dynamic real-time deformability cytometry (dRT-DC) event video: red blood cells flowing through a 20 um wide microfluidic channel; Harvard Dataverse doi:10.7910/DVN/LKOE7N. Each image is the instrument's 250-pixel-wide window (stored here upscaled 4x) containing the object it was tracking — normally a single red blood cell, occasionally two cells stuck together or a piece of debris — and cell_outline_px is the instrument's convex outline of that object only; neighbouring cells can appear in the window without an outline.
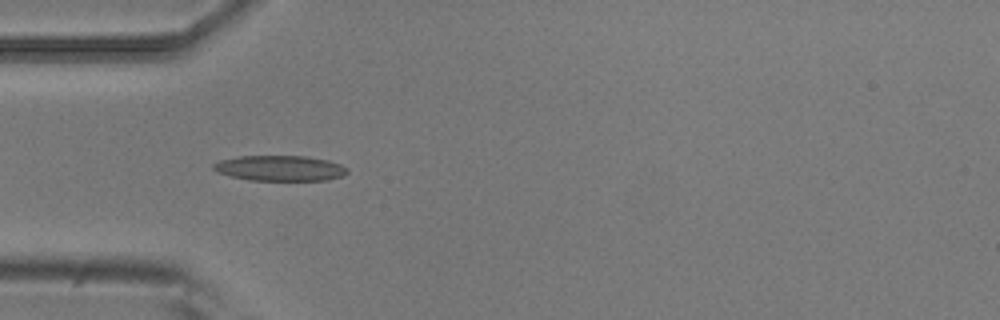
{"species": "common noctule bat (a hibernating species)", "species_latin": "Nyctalus noctula", "temperature_condition": "room temperature", "stored_images_in_passage": 7, "camera_frame_rate_fps": 3000, "um_per_image_px": 0.085, "animal": {"sex": "male", "body_mass_g": 20.5, "forearm_length_mm": 52.5}, "frame": {"image": 1, "passage_image": 3, "time_ms": 0.667, "image_size_px": [1000, 320], "cell_outline_px": [[348, 172], [344, 176], [328, 180], [248, 180], [232, 176], [220, 172], [212, 168], [212, 164], [220, 160], [240, 156], [304, 156], [328, 160], [340, 164], [348, 168]], "centroid_in_image_um": [23.84, 14.29], "position_along_channel_um": 61.2, "area_um2": 19.77}}
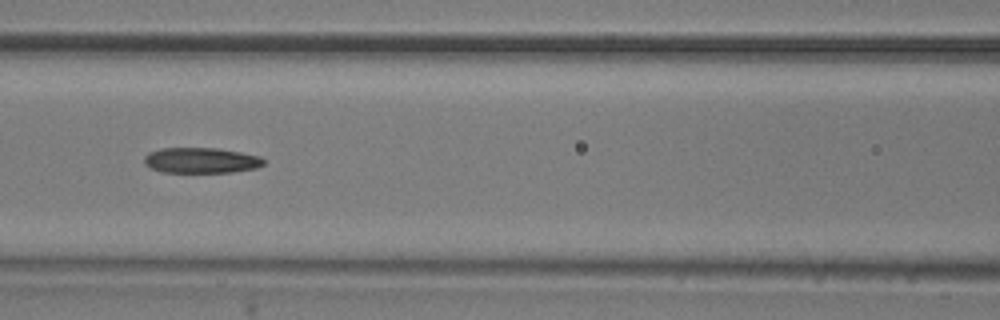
{"frame": {"image": 2, "passage_image": 5, "time_ms": 1.333, "image_size_px": [1000, 320], "cell_outline_px": [[264, 164], [256, 168], [232, 172], [160, 172], [144, 164], [144, 156], [148, 152], [160, 148], [216, 148], [240, 152], [260, 156], [264, 160]], "centroid_in_image_um": [17.06, 13.63], "position_along_channel_um": 149.5, "area_um2": 17.8}}
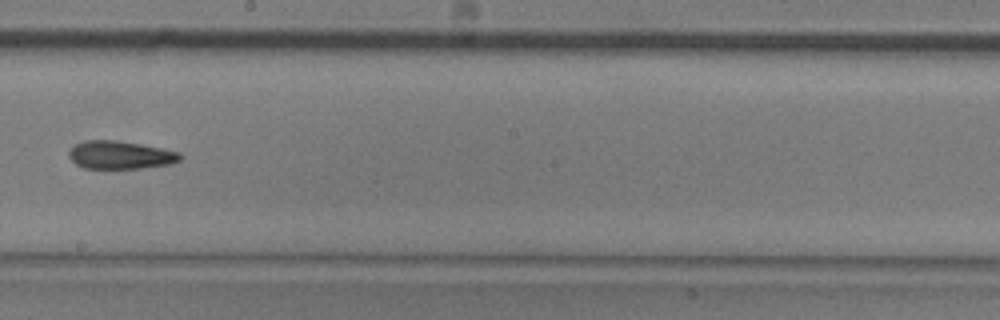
{"frame": {"image": 3, "passage_image": 7, "time_ms": 2.0, "image_size_px": [1000, 320], "cell_outline_px": [[184, 156], [180, 160], [172, 164], [140, 168], [84, 168], [76, 164], [68, 156], [68, 152], [76, 144], [84, 140], [116, 140], [140, 144], [180, 152]], "centroid_in_image_um": [10.24, 13.17], "position_along_channel_um": 238.0, "area_um2": 18.15}}